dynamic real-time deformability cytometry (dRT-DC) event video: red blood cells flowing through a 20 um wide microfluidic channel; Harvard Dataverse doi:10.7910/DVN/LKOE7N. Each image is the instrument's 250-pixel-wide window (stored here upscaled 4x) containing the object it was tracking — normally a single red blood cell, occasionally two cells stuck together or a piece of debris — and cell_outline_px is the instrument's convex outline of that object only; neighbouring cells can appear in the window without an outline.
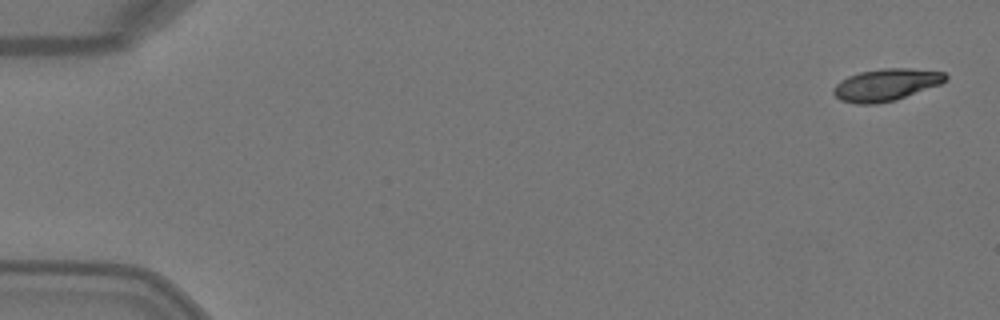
{"species": "Egyptian fruit bat (a non-hibernating species)", "species_latin": "Rousettus aegyptiacus", "temperature_condition": "warm", "stored_images_in_passage": 6, "camera_frame_rate_fps": 3000, "um_per_image_px": 0.085, "animal": {"sex": "female"}, "frame": {"image": 1, "passage_image": 1, "time_ms": 0.0, "image_size_px": [1000, 320], "cell_outline_px": [[948, 80], [940, 84], [896, 100], [876, 104], [856, 104], [840, 100], [832, 92], [832, 88], [840, 80], [848, 76], [860, 72], [884, 68], [908, 68], [944, 72], [948, 76]], "centroid_in_image_um": [75.3, 7.21], "position_along_channel_um": 9.7, "area_um2": 21.04}}
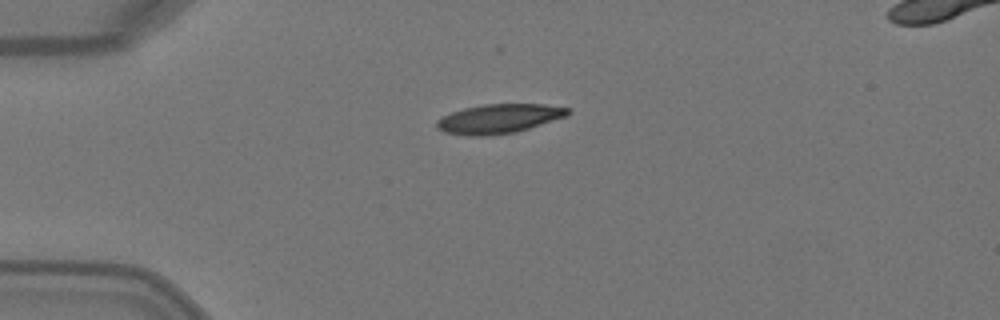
{"frame": {"image": 2, "passage_image": 4, "time_ms": 1.0, "image_size_px": [1000, 320], "cell_outline_px": [[568, 116], [516, 132], [484, 136], [468, 136], [444, 132], [436, 128], [436, 120], [440, 116], [464, 108], [484, 104], [544, 104], [568, 108]], "centroid_in_image_um": [42.36, 10.09], "position_along_channel_um": 42.6, "area_um2": 22.43}}
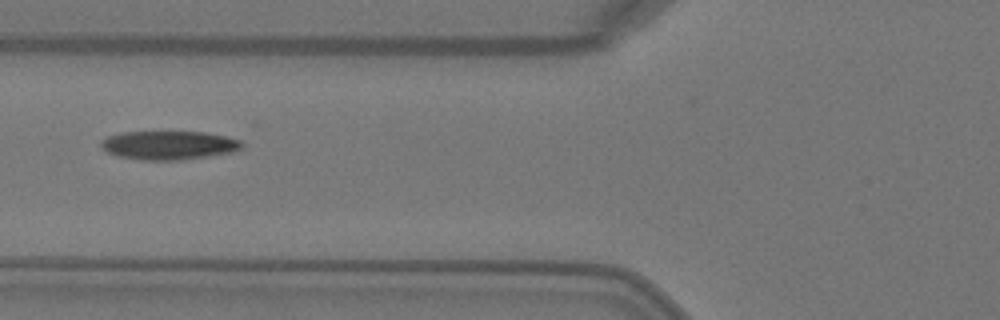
{"frame": {"image": 3, "passage_image": 6, "time_ms": 1.667, "image_size_px": [1000, 320], "cell_outline_px": [[244, 148], [232, 152], [208, 156], [180, 160], [140, 160], [116, 156], [108, 152], [100, 144], [100, 140], [108, 136], [120, 132], [204, 132], [224, 136], [240, 140], [244, 144]], "centroid_in_image_um": [14.35, 12.35], "position_along_channel_um": 111.5, "area_um2": 23.64}}